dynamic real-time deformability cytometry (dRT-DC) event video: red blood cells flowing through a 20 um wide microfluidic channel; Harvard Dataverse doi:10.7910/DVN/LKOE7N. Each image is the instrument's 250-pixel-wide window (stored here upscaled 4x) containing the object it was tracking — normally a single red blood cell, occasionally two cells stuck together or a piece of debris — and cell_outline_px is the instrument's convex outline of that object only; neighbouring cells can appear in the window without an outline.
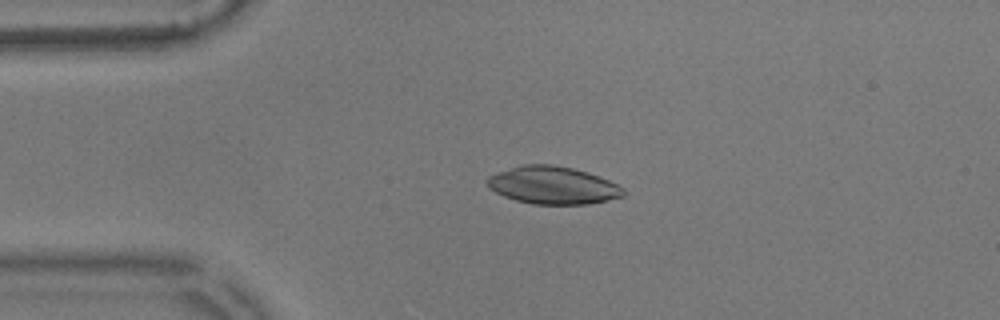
{"species": "common noctule bat (a hibernating species)", "species_latin": "Nyctalus noctula", "temperature_condition": "warm", "stored_images_in_passage": 55, "camera_frame_rate_fps": 3000, "um_per_image_px": 0.085, "animal": {"sex": "male", "body_mass_g": 17.9}, "frame": {"image": 1, "passage_image": 12, "time_ms": 3.667, "image_size_px": [1000, 320], "cell_outline_px": [[624, 196], [608, 200], [588, 204], [532, 204], [516, 200], [504, 196], [488, 188], [488, 176], [524, 164], [552, 164], [572, 168], [588, 172], [608, 180], [624, 188]], "centroid_in_image_um": [47.01, 15.75], "position_along_channel_um": 38.0, "area_um2": 29.59}}
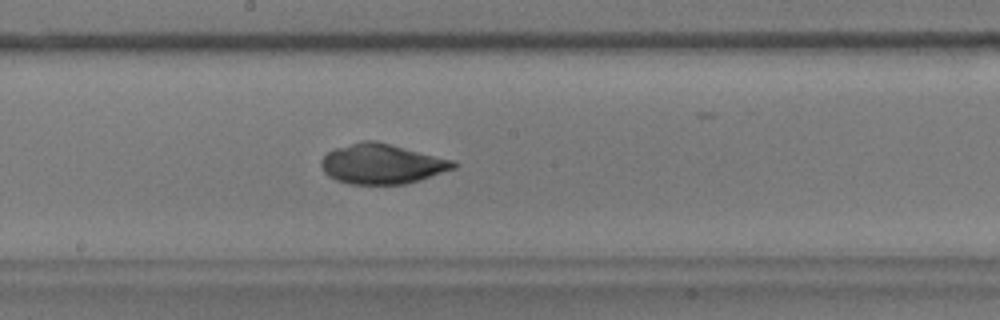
{"frame": {"image": 2, "passage_image": 29, "time_ms": 9.333, "image_size_px": [1000, 320], "cell_outline_px": [[456, 168], [420, 180], [404, 184], [348, 184], [336, 180], [328, 176], [324, 172], [320, 164], [320, 160], [328, 152], [336, 148], [364, 140], [376, 140], [452, 160], [456, 164]], "centroid_in_image_um": [32.43, 13.94], "position_along_channel_um": 215.8, "area_um2": 30.69}}
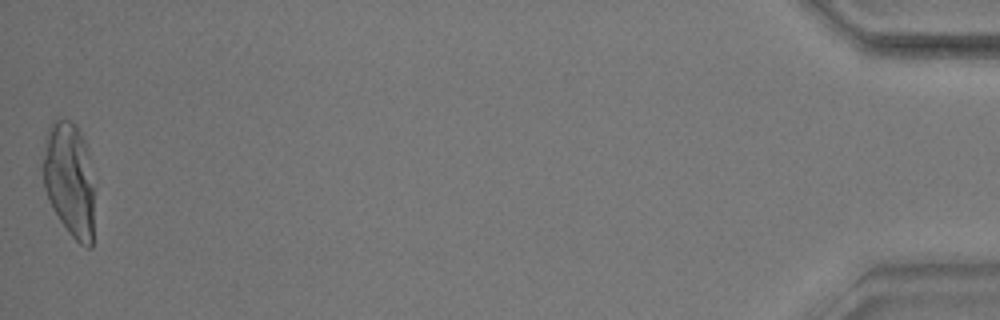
{"frame": {"image": 3, "passage_image": 55, "time_ms": 18.0, "image_size_px": [1000, 320], "cell_outline_px": [[92, 248], [88, 248], [80, 244], [68, 232], [52, 208], [44, 188], [44, 140], [48, 128], [52, 120], [68, 120], [76, 124], [84, 140], [88, 152], [92, 188]], "centroid_in_image_um": [5.88, 15.24], "position_along_channel_um": 429.3, "area_um2": 33.76}}